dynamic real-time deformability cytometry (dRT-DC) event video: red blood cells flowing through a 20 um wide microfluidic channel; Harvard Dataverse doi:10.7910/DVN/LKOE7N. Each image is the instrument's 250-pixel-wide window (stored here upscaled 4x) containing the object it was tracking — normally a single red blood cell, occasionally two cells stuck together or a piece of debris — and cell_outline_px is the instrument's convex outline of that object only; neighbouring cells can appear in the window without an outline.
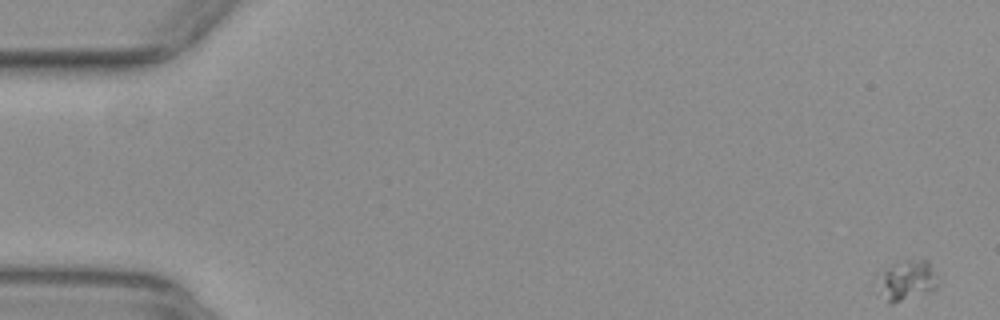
{"species": "common noctule bat (a hibernating species)", "species_latin": "Nyctalus noctula", "temperature_condition": "warm", "stored_images_in_passage": 13, "camera_frame_rate_fps": 3000, "um_per_image_px": 0.085, "animal": {"sex": "female", "body_mass_g": 29.2, "forearm_length_mm": 56.3}, "frame": {"image": 1, "passage_image": 1, "time_ms": 0.0, "image_size_px": [1000, 320], "cell_outline_px": [[940, 284], [932, 292], [892, 304], [888, 304], [880, 272], [896, 260], [928, 260], [940, 280]], "centroid_in_image_um": [77.23, 23.79], "position_along_channel_um": 7.8, "area_um2": 13.93}}